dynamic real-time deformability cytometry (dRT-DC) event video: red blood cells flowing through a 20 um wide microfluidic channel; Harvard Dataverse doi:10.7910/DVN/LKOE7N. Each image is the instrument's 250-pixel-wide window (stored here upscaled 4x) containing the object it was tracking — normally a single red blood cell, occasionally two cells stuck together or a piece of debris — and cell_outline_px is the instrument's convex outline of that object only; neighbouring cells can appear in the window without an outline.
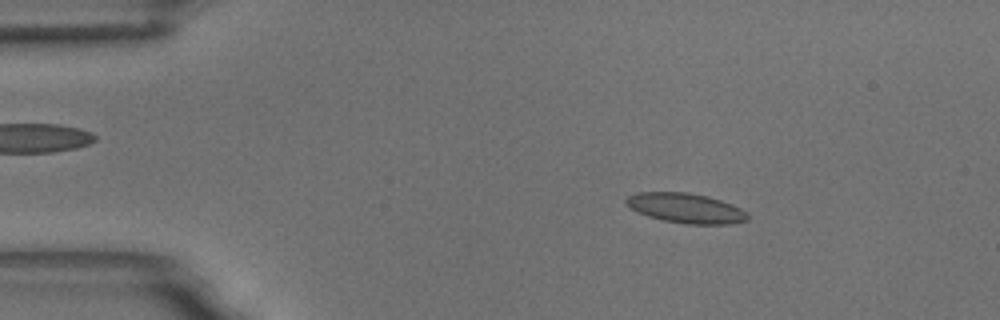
{"species": "common noctule bat (a hibernating species)", "species_latin": "Nyctalus noctula", "temperature_condition": "room temperature", "stored_images_in_passage": 51, "camera_frame_rate_fps": 3000, "um_per_image_px": 0.085, "animal": {"sex": "male", "body_mass_g": 18.8}, "frame": {"image": 1, "passage_image": 2, "time_ms": 0.333, "image_size_px": [1000, 320], "cell_outline_px": [[748, 220], [728, 224], [684, 224], [664, 220], [648, 216], [632, 208], [624, 200], [628, 196], [636, 192], [688, 192], [708, 196], [732, 204], [748, 212]], "centroid_in_image_um": [58.32, 17.68], "position_along_channel_um": 26.7, "area_um2": 21.04}}
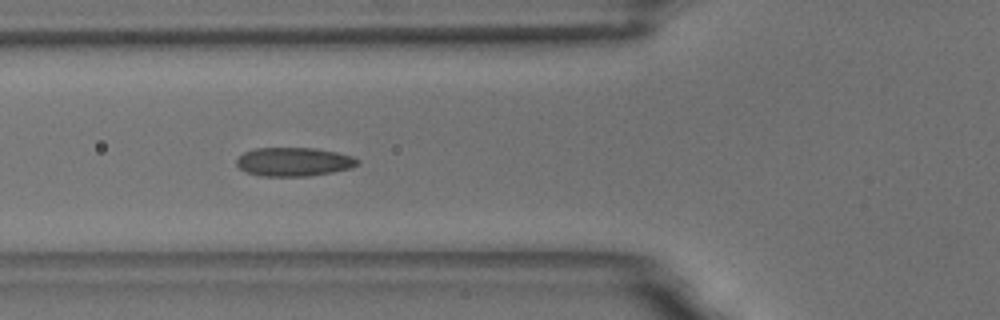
{"frame": {"image": 2, "passage_image": 14, "time_ms": 4.333, "image_size_px": [1000, 320], "cell_outline_px": [[360, 164], [352, 168], [332, 172], [308, 176], [260, 176], [248, 172], [240, 168], [236, 164], [236, 160], [244, 152], [256, 148], [316, 148], [336, 152], [352, 156], [360, 160]], "centroid_in_image_um": [25.01, 13.75], "position_along_channel_um": 100.8, "area_um2": 20.29}}
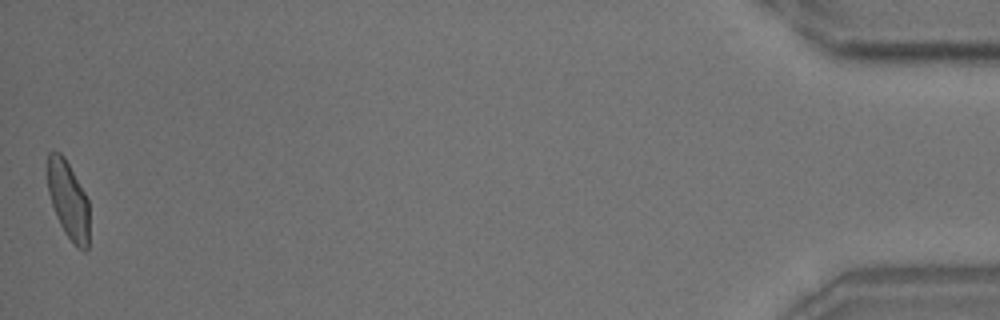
{"frame": {"image": 3, "passage_image": 51, "time_ms": 16.667, "image_size_px": [1000, 320], "cell_outline_px": [[88, 248], [84, 252], [76, 248], [72, 244], [64, 232], [56, 216], [48, 192], [48, 152], [60, 152], [64, 156], [84, 192], [88, 200]], "centroid_in_image_um": [5.81, 17.06], "position_along_channel_um": 429.4, "area_um2": 18.84}, "authors_computed_cell_mechanics": {"area_um2": 19.8254, "velocity_mm_per_s": 3.4224, "shape_relaxation_time_tau1_ms": 4.3868, "shape_relaxation_time_tau2_ms": 1.0118, "deformation_change_tau1": 0.1304, "deformation_change_tau2": 0.0706}}